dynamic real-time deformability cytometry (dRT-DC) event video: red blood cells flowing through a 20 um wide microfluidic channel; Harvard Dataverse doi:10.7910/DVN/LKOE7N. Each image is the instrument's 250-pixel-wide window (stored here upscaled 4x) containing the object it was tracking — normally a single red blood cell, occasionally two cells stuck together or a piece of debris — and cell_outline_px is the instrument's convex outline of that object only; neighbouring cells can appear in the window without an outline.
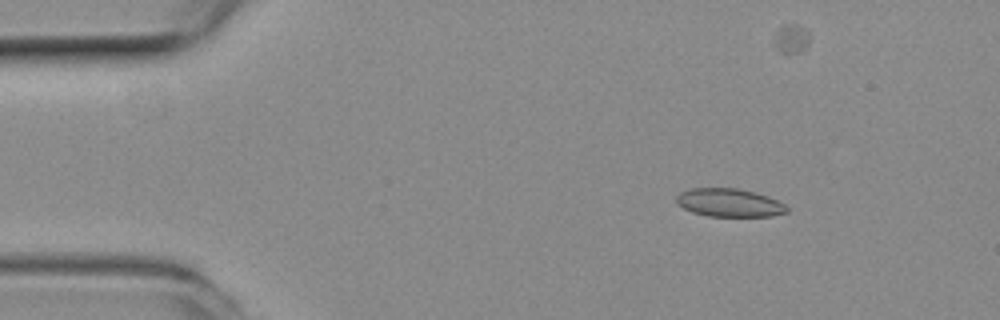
{"species": "common noctule bat (a hibernating species)", "species_latin": "Nyctalus noctula", "temperature_condition": "room temperature", "stored_images_in_passage": 53, "camera_frame_rate_fps": 3000, "um_per_image_px": 0.085, "animal": {"sex": "female", "body_mass_g": 19.3, "forearm_length_mm": 54.1}, "frame": {"image": 1, "passage_image": 7, "time_ms": 2.0, "image_size_px": [1000, 320], "cell_outline_px": [[788, 212], [772, 216], [708, 216], [692, 212], [676, 204], [676, 196], [680, 192], [692, 188], [736, 188], [756, 192], [768, 196], [784, 204], [788, 208]], "centroid_in_image_um": [61.98, 17.23], "position_along_channel_um": 23.0, "area_um2": 18.21}}
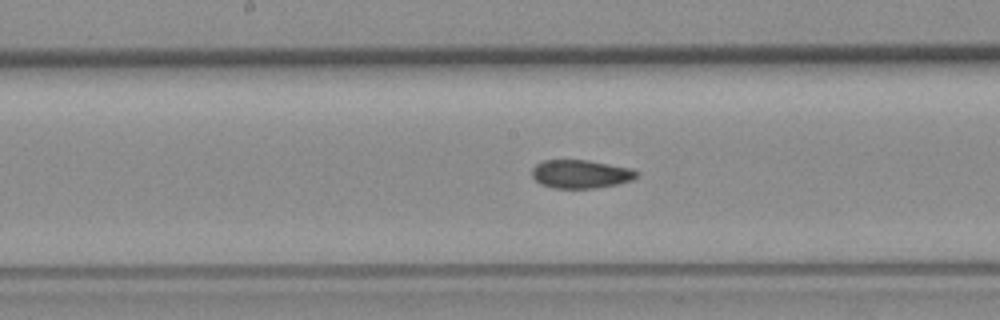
{"frame": {"image": 2, "passage_image": 26, "time_ms": 8.333, "image_size_px": [1000, 320], "cell_outline_px": [[640, 172], [632, 180], [616, 184], [596, 188], [552, 188], [540, 184], [532, 176], [532, 168], [536, 164], [544, 160], [588, 160], [628, 168]], "centroid_in_image_um": [49.32, 14.79], "position_along_channel_um": 198.9, "area_um2": 17.22}}
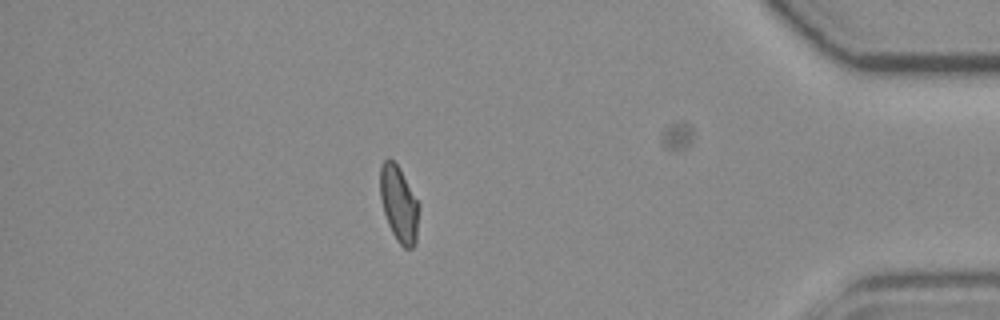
{"frame": {"image": 3, "passage_image": 45, "time_ms": 14.667, "image_size_px": [1000, 320], "cell_outline_px": [[416, 244], [412, 248], [404, 248], [396, 240], [388, 224], [384, 212], [380, 196], [380, 164], [388, 156], [400, 168], [416, 200]], "centroid_in_image_um": [33.85, 17.31], "position_along_channel_um": 401.4, "area_um2": 16.59}, "authors_computed_cell_mechanics": {"area_um2": 17.918, "velocity_mm_per_s": 3.9194, "shape_relaxation_time_tau1_ms": null, "shape_relaxation_time_tau2_ms": 1.5548, "deformation_change_tau1": null, "deformation_change_tau2": 0.0707}}